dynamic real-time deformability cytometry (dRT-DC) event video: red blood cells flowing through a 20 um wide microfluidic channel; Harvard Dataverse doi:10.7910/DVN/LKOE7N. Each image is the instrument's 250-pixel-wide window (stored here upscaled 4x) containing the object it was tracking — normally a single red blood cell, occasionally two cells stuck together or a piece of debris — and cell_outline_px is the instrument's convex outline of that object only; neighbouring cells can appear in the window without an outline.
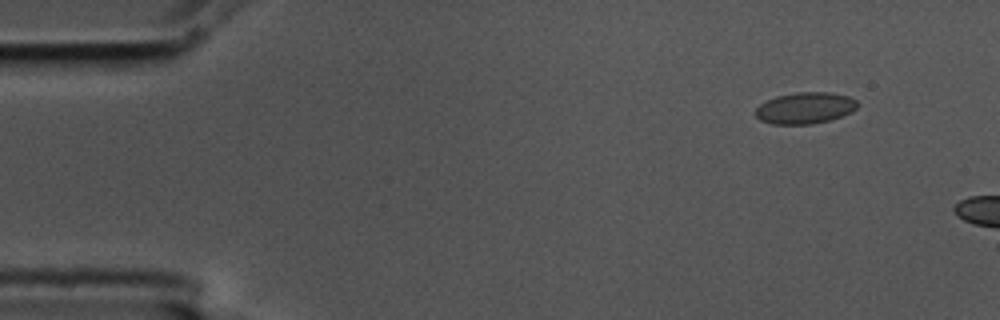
{"species": "common noctule bat (a hibernating species)", "species_latin": "Nyctalus noctula", "temperature_condition": "cold", "stored_images_in_passage": 4, "camera_frame_rate_fps": 3000, "um_per_image_px": 0.085, "animal": {"sex": "male", "body_mass_g": 17.5, "forearm_length_mm": 52.3}, "frame": {"image": 1, "passage_image": 2, "time_ms": 0.333, "image_size_px": [1000, 320], "cell_outline_px": [[856, 108], [852, 112], [832, 120], [812, 124], [772, 124], [760, 120], [756, 116], [756, 108], [760, 104], [776, 96], [796, 92], [828, 92], [848, 96], [856, 100]], "centroid_in_image_um": [68.43, 9.19], "position_along_channel_um": 16.6, "area_um2": 18.67}}